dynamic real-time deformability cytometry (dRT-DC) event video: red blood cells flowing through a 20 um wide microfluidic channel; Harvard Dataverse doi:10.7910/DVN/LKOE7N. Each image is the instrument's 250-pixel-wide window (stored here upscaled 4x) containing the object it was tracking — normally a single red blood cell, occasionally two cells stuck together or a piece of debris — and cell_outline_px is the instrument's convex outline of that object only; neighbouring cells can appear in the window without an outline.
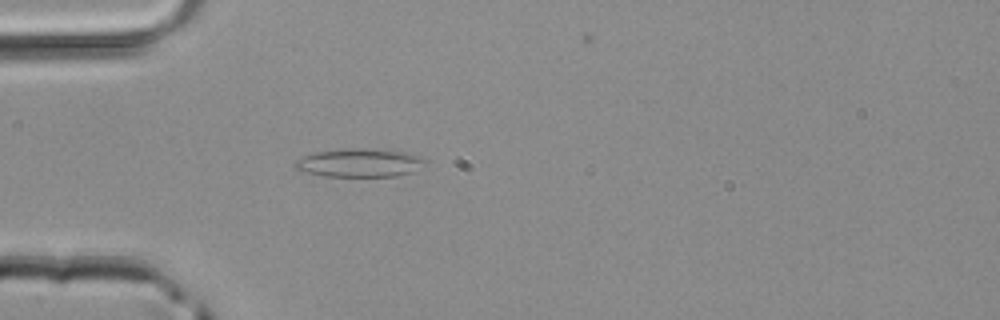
{"species": "common noctule bat (a hibernating species)", "species_latin": "Nyctalus noctula", "temperature_condition": "room temperature", "stored_images_in_passage": 4, "camera_frame_rate_fps": 3000, "um_per_image_px": 0.085, "animal": {"sex": "male", "body_mass_g": 20.4}, "frame": {"image": 1, "passage_image": 3, "time_ms": 0.667, "image_size_px": [1000, 320], "cell_outline_px": [[432, 160], [412, 172], [396, 176], [324, 176], [308, 172], [296, 168], [292, 164], [296, 160], [304, 156], [316, 152], [352, 148], [364, 148], [408, 152]], "centroid_in_image_um": [30.64, 13.83], "position_along_channel_um": 54.4, "area_um2": 21.56}}